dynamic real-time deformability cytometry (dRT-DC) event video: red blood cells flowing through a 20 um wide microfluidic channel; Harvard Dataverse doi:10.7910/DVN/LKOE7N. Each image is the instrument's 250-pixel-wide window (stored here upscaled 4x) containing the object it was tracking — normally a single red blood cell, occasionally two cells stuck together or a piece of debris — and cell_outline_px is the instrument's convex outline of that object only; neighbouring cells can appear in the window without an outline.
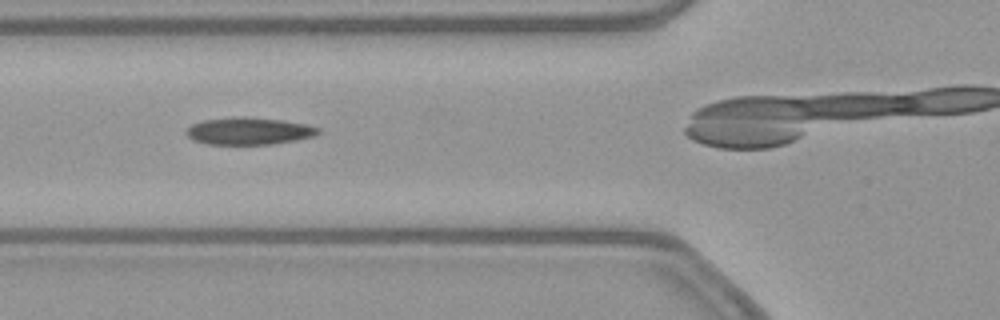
{"species": "common noctule bat (a hibernating species)", "species_latin": "Nyctalus noctula", "temperature_condition": "warm", "stored_images_in_passage": 33, "camera_frame_rate_fps": 3000, "um_per_image_px": 0.085, "animal": {"sex": "female", "body_mass_g": 21.9}, "frame": {"image": 1, "passage_image": 11, "time_ms": 3.333, "image_size_px": [1000, 320], "cell_outline_px": [[320, 132], [316, 136], [296, 140], [272, 144], [208, 144], [192, 140], [184, 132], [192, 124], [204, 120], [240, 116], [244, 116], [284, 120], [304, 124], [320, 128]], "centroid_in_image_um": [21.16, 11.13], "position_along_channel_um": 104.6, "area_um2": 20.98}}
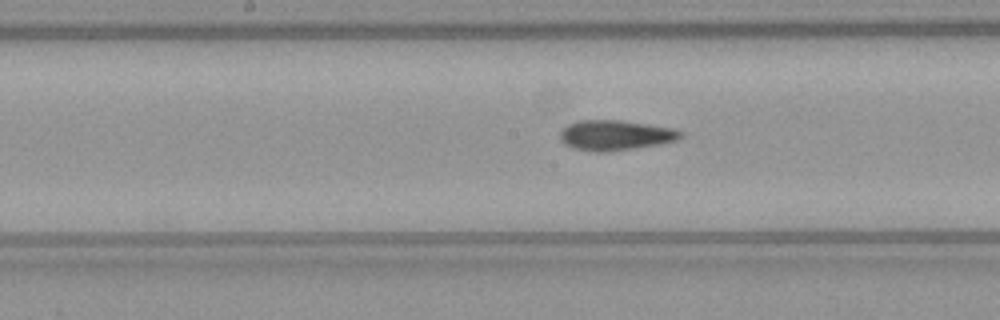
{"frame": {"image": 2, "passage_image": 18, "time_ms": 5.667, "image_size_px": [1000, 320], "cell_outline_px": [[684, 136], [676, 140], [660, 144], [604, 152], [596, 152], [572, 148], [564, 144], [560, 140], [560, 132], [568, 124], [580, 120], [620, 120], [676, 128], [684, 132]], "centroid_in_image_um": [52.32, 11.49], "position_along_channel_um": 195.9, "area_um2": 21.27}}
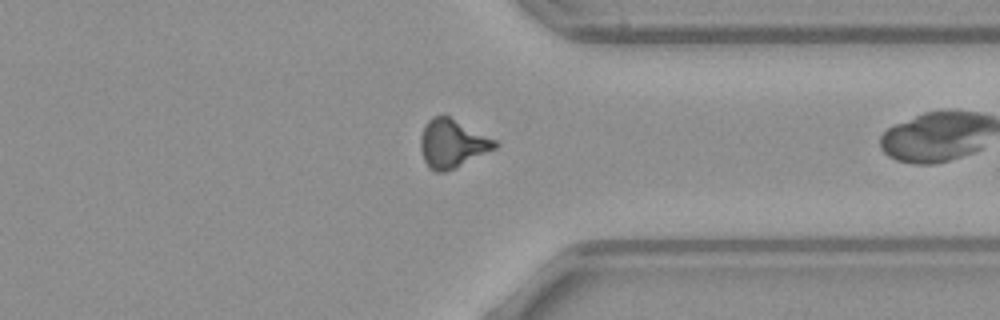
{"frame": {"image": 3, "passage_image": 32, "time_ms": 10.333, "image_size_px": [1000, 320], "cell_outline_px": [[500, 144], [496, 148], [456, 168], [444, 172], [436, 172], [428, 168], [424, 160], [420, 148], [420, 136], [424, 124], [432, 116], [448, 116], [500, 140]], "centroid_in_image_um": [38.47, 12.2], "position_along_channel_um": 372.9, "area_um2": 21.39}}